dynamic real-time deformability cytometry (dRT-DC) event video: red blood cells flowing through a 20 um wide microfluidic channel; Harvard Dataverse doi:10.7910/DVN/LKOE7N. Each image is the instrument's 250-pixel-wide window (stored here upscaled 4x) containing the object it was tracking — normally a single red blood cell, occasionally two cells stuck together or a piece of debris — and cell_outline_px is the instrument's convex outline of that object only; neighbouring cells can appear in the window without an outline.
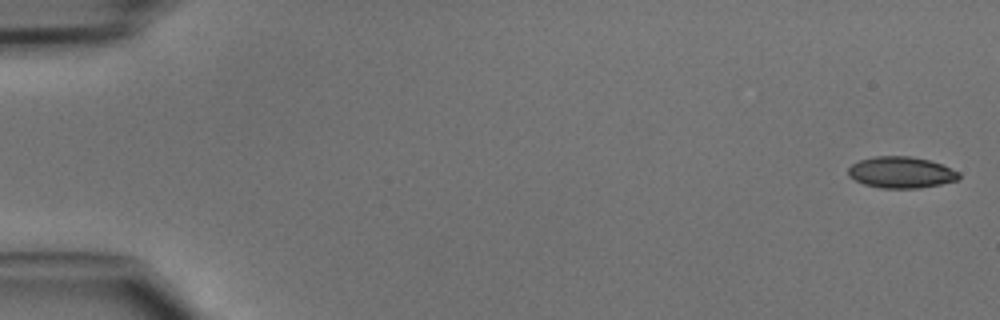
{"species": "common noctule bat (a hibernating species)", "species_latin": "Nyctalus noctula", "temperature_condition": "cold", "stored_images_in_passage": 47, "camera_frame_rate_fps": 3000, "um_per_image_px": 0.085, "animal": {"sex": "male", "body_mass_g": 15.6}, "frame": {"image": 1, "passage_image": 1, "time_ms": 0.0, "image_size_px": [1000, 320], "cell_outline_px": [[960, 176], [956, 180], [940, 184], [920, 188], [880, 188], [864, 184], [848, 176], [848, 168], [852, 164], [860, 160], [872, 156], [912, 156], [928, 160], [940, 164], [960, 172]], "centroid_in_image_um": [76.57, 14.65], "position_along_channel_um": 8.4, "area_um2": 20.17}}
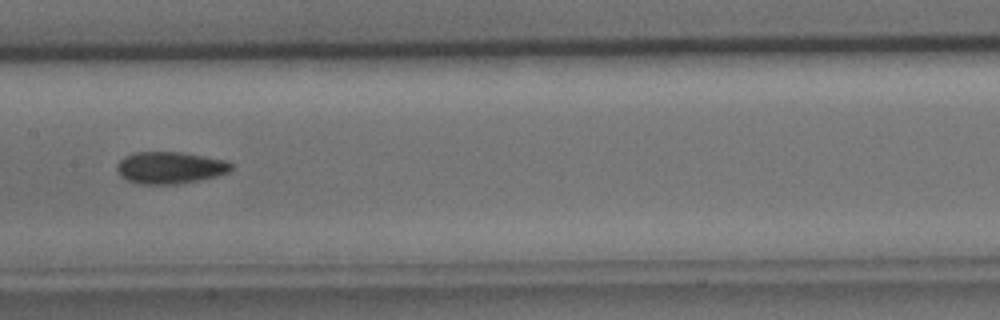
{"frame": {"image": 2, "passage_image": 24, "time_ms": 7.667, "image_size_px": [1000, 320], "cell_outline_px": [[232, 168], [228, 172], [216, 176], [200, 180], [176, 184], [136, 184], [120, 176], [116, 172], [116, 164], [124, 156], [136, 152], [180, 152], [224, 160], [232, 164]], "centroid_in_image_um": [14.39, 14.26], "position_along_channel_um": 193.0, "area_um2": 21.27}}
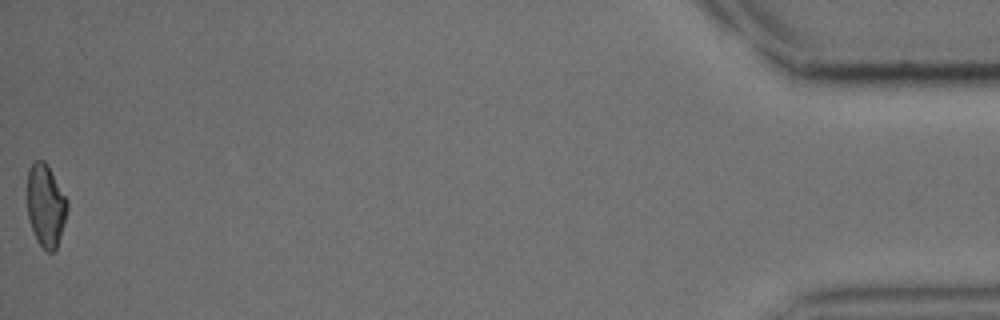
{"frame": {"image": 3, "passage_image": 47, "time_ms": 15.333, "image_size_px": [1000, 320], "cell_outline_px": [[68, 208], [64, 224], [56, 248], [52, 252], [48, 252], [36, 240], [28, 216], [28, 168], [36, 160], [44, 160], [48, 164], [68, 200]], "centroid_in_image_um": [3.9, 17.44], "position_along_channel_um": 431.3, "area_um2": 19.19}}